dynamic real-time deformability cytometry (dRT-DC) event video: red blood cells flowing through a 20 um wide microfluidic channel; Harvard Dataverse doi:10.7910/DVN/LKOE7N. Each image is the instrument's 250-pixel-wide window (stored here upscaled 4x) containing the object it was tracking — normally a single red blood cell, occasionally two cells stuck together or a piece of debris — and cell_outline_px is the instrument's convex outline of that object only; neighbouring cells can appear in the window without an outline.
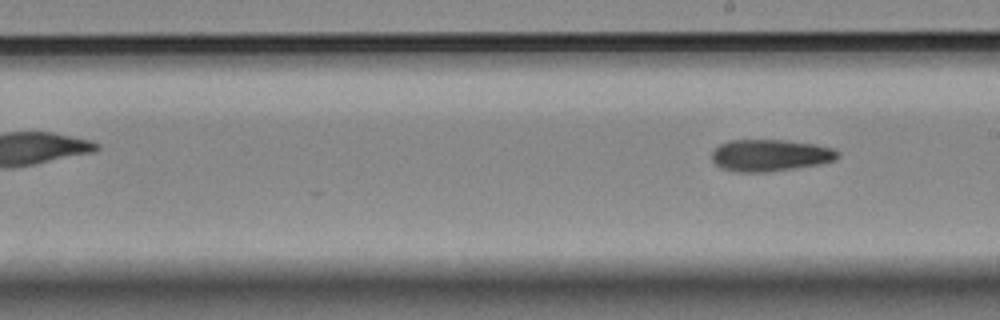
{"species": "Egyptian fruit bat (a non-hibernating species)", "species_latin": "Rousettus aegyptiacus", "temperature_condition": "room temperature", "stored_images_in_passage": 11, "segment_of_instrument_passage": [2, 2], "camera_frame_rate_fps": 3000, "um_per_image_px": 0.085, "animal": {"sex": "female"}, "frame": {"image": 1, "passage_image": 11, "time_ms": 12.333, "image_size_px": [1000, 320], "cell_outline_px": [[840, 156], [836, 160], [820, 164], [796, 168], [768, 172], [736, 172], [720, 168], [712, 160], [712, 152], [720, 144], [728, 140], [784, 140], [816, 144], [836, 148], [840, 152]], "centroid_in_image_um": [65.51, 13.2], "position_along_channel_um": 223.5, "area_um2": 23.7}}